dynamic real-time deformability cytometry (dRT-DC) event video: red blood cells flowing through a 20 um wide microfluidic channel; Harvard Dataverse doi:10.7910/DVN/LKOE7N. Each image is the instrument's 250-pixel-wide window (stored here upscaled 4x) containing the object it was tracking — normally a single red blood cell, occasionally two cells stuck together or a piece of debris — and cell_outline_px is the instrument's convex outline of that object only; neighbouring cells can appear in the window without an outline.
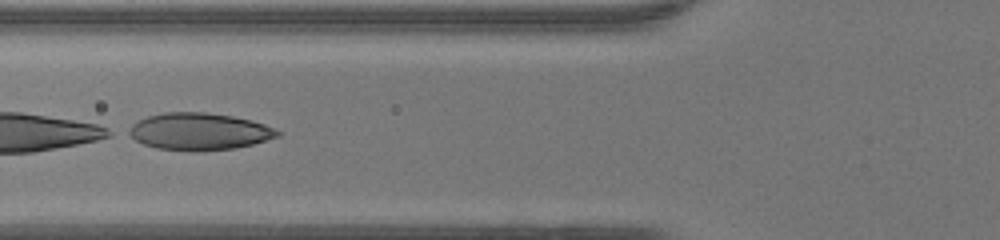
{"species": "human", "species_latin": "Homo sapiens", "temperature_condition": "warm", "stored_images_in_passage": 30, "camera_frame_rate_fps": 3000, "um_per_image_px": 0.085, "donor": {"sex": "female"}, "frame": {"image": 1, "passage_image": 5, "time_ms": 1.333, "image_size_px": [1000, 240], "cell_outline_px": [[280, 136], [252, 144], [236, 148], [196, 152], [192, 152], [156, 148], [144, 144], [128, 136], [124, 132], [132, 124], [148, 116], [164, 112], [204, 112], [232, 116], [252, 120], [264, 124], [280, 132]], "centroid_in_image_um": [16.89, 11.19], "position_along_channel_um": 108.9, "area_um2": 32.37}}
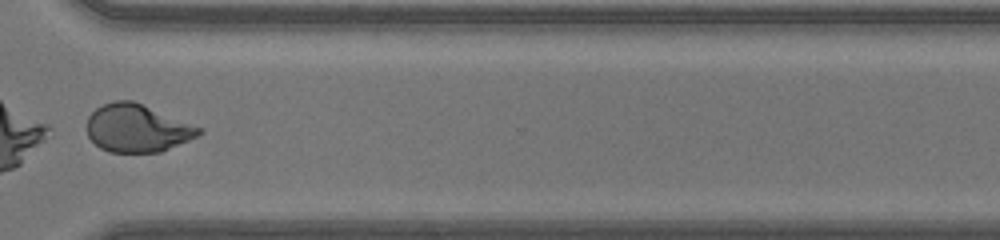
{"frame": {"image": 2, "passage_image": 22, "time_ms": 7.0, "image_size_px": [1000, 240], "cell_outline_px": [[204, 132], [188, 140], [160, 152], [108, 152], [100, 148], [88, 136], [88, 116], [96, 108], [112, 100], [132, 100], [204, 128]], "centroid_in_image_um": [11.67, 10.89], "position_along_channel_um": 358.9, "area_um2": 31.1}, "authors_computed_cell_mechanics": {"area_um2": 31.5588, "velocity_mm_per_s": 4.4007, "shape_relaxation_time_tau1_ms": 1.2956, "shape_relaxation_time_tau2_ms": 0.915, "deformation_change_tau1": 0.3107, "deformation_change_tau2": 0.0606}}